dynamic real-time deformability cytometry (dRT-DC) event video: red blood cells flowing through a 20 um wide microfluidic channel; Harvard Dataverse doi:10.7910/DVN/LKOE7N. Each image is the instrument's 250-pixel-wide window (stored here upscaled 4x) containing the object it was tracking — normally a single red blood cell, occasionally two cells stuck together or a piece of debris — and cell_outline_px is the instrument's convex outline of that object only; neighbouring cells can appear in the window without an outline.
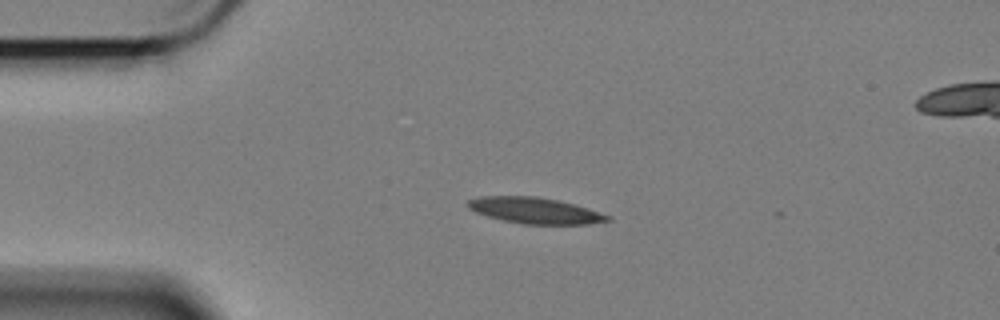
{"species": "Egyptian fruit bat (a non-hibernating species)", "species_latin": "Rousettus aegyptiacus", "temperature_condition": "cold", "stored_images_in_passage": 3, "camera_frame_rate_fps": 3000, "um_per_image_px": 0.085, "animal": {"sex": "female"}, "frame": {"image": 1, "passage_image": 1, "time_ms": 0.0, "image_size_px": [1000, 320], "cell_outline_px": [[612, 220], [588, 224], [524, 224], [504, 220], [488, 216], [476, 212], [468, 208], [468, 200], [480, 196], [536, 196], [560, 200], [588, 208], [612, 216]], "centroid_in_image_um": [45.51, 17.89], "position_along_channel_um": 39.5, "area_um2": 21.21}}